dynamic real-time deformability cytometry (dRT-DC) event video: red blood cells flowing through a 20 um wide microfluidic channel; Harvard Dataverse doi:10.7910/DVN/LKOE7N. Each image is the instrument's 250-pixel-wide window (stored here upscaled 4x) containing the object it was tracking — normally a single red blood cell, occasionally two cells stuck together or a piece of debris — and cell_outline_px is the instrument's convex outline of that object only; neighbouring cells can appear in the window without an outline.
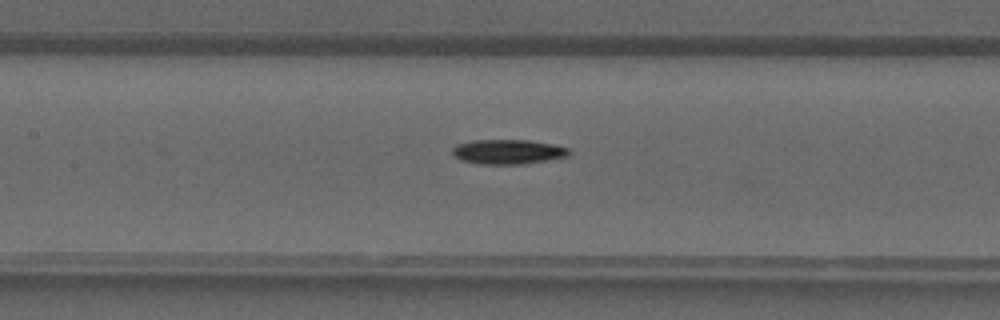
{"species": "common noctule bat (a hibernating species)", "species_latin": "Nyctalus noctula", "temperature_condition": "warm", "stored_images_in_passage": 20, "camera_frame_rate_fps": 3000, "um_per_image_px": 0.085, "animal": {"sex": "male", "forearm_length_mm": 52.5}, "frame": {"image": 1, "passage_image": 19, "time_ms": 6.0, "image_size_px": [1000, 320], "cell_outline_px": [[572, 152], [568, 156], [548, 160], [524, 164], [480, 164], [460, 160], [452, 156], [452, 148], [456, 144], [476, 140], [528, 140], [556, 144], [568, 148]], "centroid_in_image_um": [43.18, 12.9], "position_along_channel_um": 164.2, "area_um2": 16.99}}